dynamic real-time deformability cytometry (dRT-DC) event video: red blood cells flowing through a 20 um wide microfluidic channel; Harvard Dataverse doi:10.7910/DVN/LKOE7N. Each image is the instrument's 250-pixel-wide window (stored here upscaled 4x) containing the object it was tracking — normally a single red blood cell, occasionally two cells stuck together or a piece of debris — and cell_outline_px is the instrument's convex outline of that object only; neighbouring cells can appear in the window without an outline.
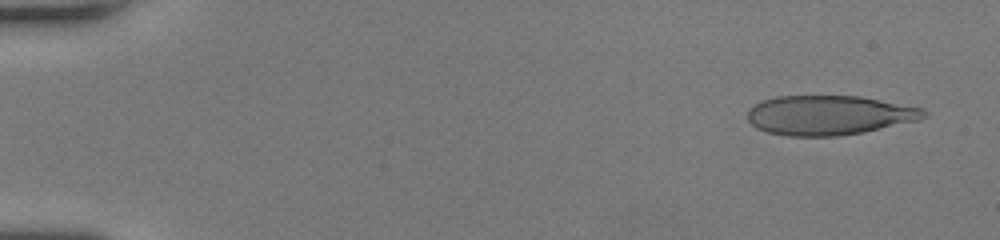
{"species": "human", "species_latin": "Homo sapiens", "temperature_condition": "room temperature", "stored_images_in_passage": 51, "camera_frame_rate_fps": 3000, "um_per_image_px": 0.085, "donor": {"sex": "female"}, "frame": {"image": 1, "passage_image": 3, "time_ms": 0.667, "image_size_px": [1000, 240], "cell_outline_px": [[928, 116], [920, 120], [864, 132], [840, 136], [788, 136], [768, 132], [756, 128], [748, 120], [748, 108], [764, 100], [776, 96], [860, 96], [924, 108]], "centroid_in_image_um": [70.5, 9.79], "position_along_channel_um": 14.5, "area_um2": 40.75}}
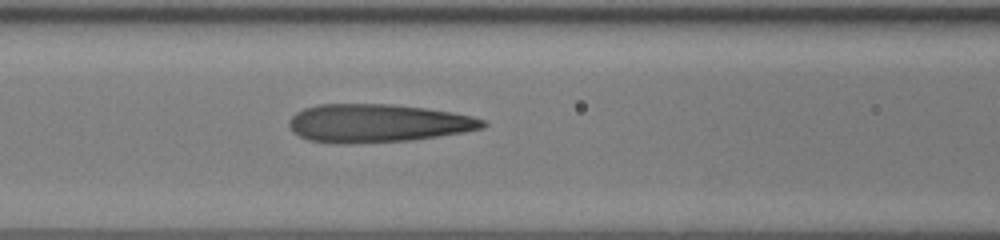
{"frame": {"image": 2, "passage_image": 23, "time_ms": 7.333, "image_size_px": [1000, 240], "cell_outline_px": [[488, 124], [484, 128], [464, 132], [408, 140], [352, 144], [336, 144], [308, 140], [292, 132], [288, 124], [288, 120], [296, 112], [304, 108], [320, 104], [392, 104], [424, 108], [452, 112], [472, 116], [484, 120]], "centroid_in_image_um": [32.06, 10.47], "position_along_channel_um": 134.5, "area_um2": 43.29}}
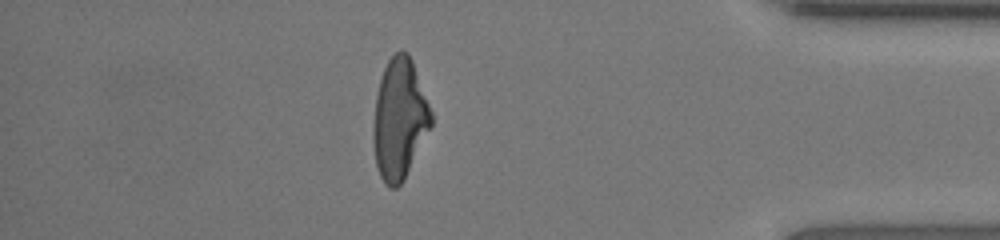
{"frame": {"image": 3, "passage_image": 45, "time_ms": 14.667, "image_size_px": [1000, 240], "cell_outline_px": [[432, 124], [404, 180], [396, 188], [388, 188], [384, 184], [380, 176], [376, 164], [372, 140], [372, 128], [376, 96], [380, 80], [384, 68], [388, 60], [400, 48], [408, 52], [412, 60], [432, 112]], "centroid_in_image_um": [33.94, 10.13], "position_along_channel_um": 401.3, "area_um2": 40.75}, "authors_computed_cell_mechanics": {"area_um2": 41.7316, "velocity_mm_per_s": 4.0871, "shape_relaxation_time_tau1_ms": 7.9704, "shape_relaxation_time_tau2_ms": 0.8332, "deformation_change_tau1": 0.3396, "deformation_change_tau2": 0.1176}}